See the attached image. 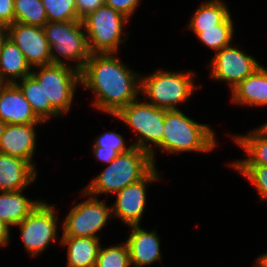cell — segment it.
<instances>
[{
    "label": "cell",
    "instance_id": "cell-35",
    "mask_svg": "<svg viewBox=\"0 0 267 267\" xmlns=\"http://www.w3.org/2000/svg\"><path fill=\"white\" fill-rule=\"evenodd\" d=\"M8 38V26L0 24V49Z\"/></svg>",
    "mask_w": 267,
    "mask_h": 267
},
{
    "label": "cell",
    "instance_id": "cell-9",
    "mask_svg": "<svg viewBox=\"0 0 267 267\" xmlns=\"http://www.w3.org/2000/svg\"><path fill=\"white\" fill-rule=\"evenodd\" d=\"M88 198L71 208L63 220L62 236L100 238L97 234L112 216L106 202L81 191ZM90 196V197H89Z\"/></svg>",
    "mask_w": 267,
    "mask_h": 267
},
{
    "label": "cell",
    "instance_id": "cell-19",
    "mask_svg": "<svg viewBox=\"0 0 267 267\" xmlns=\"http://www.w3.org/2000/svg\"><path fill=\"white\" fill-rule=\"evenodd\" d=\"M59 242L67 247V267H95L99 238L62 236Z\"/></svg>",
    "mask_w": 267,
    "mask_h": 267
},
{
    "label": "cell",
    "instance_id": "cell-22",
    "mask_svg": "<svg viewBox=\"0 0 267 267\" xmlns=\"http://www.w3.org/2000/svg\"><path fill=\"white\" fill-rule=\"evenodd\" d=\"M24 191H0V219L10 227H16L42 201L29 200Z\"/></svg>",
    "mask_w": 267,
    "mask_h": 267
},
{
    "label": "cell",
    "instance_id": "cell-31",
    "mask_svg": "<svg viewBox=\"0 0 267 267\" xmlns=\"http://www.w3.org/2000/svg\"><path fill=\"white\" fill-rule=\"evenodd\" d=\"M105 4L130 19L136 11V7L139 6L140 0H105Z\"/></svg>",
    "mask_w": 267,
    "mask_h": 267
},
{
    "label": "cell",
    "instance_id": "cell-38",
    "mask_svg": "<svg viewBox=\"0 0 267 267\" xmlns=\"http://www.w3.org/2000/svg\"><path fill=\"white\" fill-rule=\"evenodd\" d=\"M262 126L267 129V121Z\"/></svg>",
    "mask_w": 267,
    "mask_h": 267
},
{
    "label": "cell",
    "instance_id": "cell-14",
    "mask_svg": "<svg viewBox=\"0 0 267 267\" xmlns=\"http://www.w3.org/2000/svg\"><path fill=\"white\" fill-rule=\"evenodd\" d=\"M0 120L6 124H42L15 83L0 85Z\"/></svg>",
    "mask_w": 267,
    "mask_h": 267
},
{
    "label": "cell",
    "instance_id": "cell-23",
    "mask_svg": "<svg viewBox=\"0 0 267 267\" xmlns=\"http://www.w3.org/2000/svg\"><path fill=\"white\" fill-rule=\"evenodd\" d=\"M189 22V29H209L216 28L229 15L230 12L226 3L222 0H209L203 2Z\"/></svg>",
    "mask_w": 267,
    "mask_h": 267
},
{
    "label": "cell",
    "instance_id": "cell-27",
    "mask_svg": "<svg viewBox=\"0 0 267 267\" xmlns=\"http://www.w3.org/2000/svg\"><path fill=\"white\" fill-rule=\"evenodd\" d=\"M15 84L31 105L35 115L45 123V93L38 81L30 74Z\"/></svg>",
    "mask_w": 267,
    "mask_h": 267
},
{
    "label": "cell",
    "instance_id": "cell-36",
    "mask_svg": "<svg viewBox=\"0 0 267 267\" xmlns=\"http://www.w3.org/2000/svg\"><path fill=\"white\" fill-rule=\"evenodd\" d=\"M255 267H267V252L263 253L256 258V266Z\"/></svg>",
    "mask_w": 267,
    "mask_h": 267
},
{
    "label": "cell",
    "instance_id": "cell-26",
    "mask_svg": "<svg viewBox=\"0 0 267 267\" xmlns=\"http://www.w3.org/2000/svg\"><path fill=\"white\" fill-rule=\"evenodd\" d=\"M15 22L43 27L47 22L41 0H14Z\"/></svg>",
    "mask_w": 267,
    "mask_h": 267
},
{
    "label": "cell",
    "instance_id": "cell-12",
    "mask_svg": "<svg viewBox=\"0 0 267 267\" xmlns=\"http://www.w3.org/2000/svg\"><path fill=\"white\" fill-rule=\"evenodd\" d=\"M156 166L141 180L115 193L116 201L111 207L112 215L127 226L139 225L146 207L148 183L159 180Z\"/></svg>",
    "mask_w": 267,
    "mask_h": 267
},
{
    "label": "cell",
    "instance_id": "cell-17",
    "mask_svg": "<svg viewBox=\"0 0 267 267\" xmlns=\"http://www.w3.org/2000/svg\"><path fill=\"white\" fill-rule=\"evenodd\" d=\"M36 175L37 170L26 160L0 153V191L24 190Z\"/></svg>",
    "mask_w": 267,
    "mask_h": 267
},
{
    "label": "cell",
    "instance_id": "cell-24",
    "mask_svg": "<svg viewBox=\"0 0 267 267\" xmlns=\"http://www.w3.org/2000/svg\"><path fill=\"white\" fill-rule=\"evenodd\" d=\"M124 137L114 131L102 133L93 141L91 150L97 160L109 165L119 154L128 152L133 145L126 146Z\"/></svg>",
    "mask_w": 267,
    "mask_h": 267
},
{
    "label": "cell",
    "instance_id": "cell-2",
    "mask_svg": "<svg viewBox=\"0 0 267 267\" xmlns=\"http://www.w3.org/2000/svg\"><path fill=\"white\" fill-rule=\"evenodd\" d=\"M155 166L148 152L133 147L119 154L83 191L94 197L107 193L113 195L143 179Z\"/></svg>",
    "mask_w": 267,
    "mask_h": 267
},
{
    "label": "cell",
    "instance_id": "cell-13",
    "mask_svg": "<svg viewBox=\"0 0 267 267\" xmlns=\"http://www.w3.org/2000/svg\"><path fill=\"white\" fill-rule=\"evenodd\" d=\"M8 38L19 47L31 68L52 64L43 27L14 22L8 26Z\"/></svg>",
    "mask_w": 267,
    "mask_h": 267
},
{
    "label": "cell",
    "instance_id": "cell-15",
    "mask_svg": "<svg viewBox=\"0 0 267 267\" xmlns=\"http://www.w3.org/2000/svg\"><path fill=\"white\" fill-rule=\"evenodd\" d=\"M36 125L7 124L0 139V153L26 160L36 169L32 161L36 152Z\"/></svg>",
    "mask_w": 267,
    "mask_h": 267
},
{
    "label": "cell",
    "instance_id": "cell-29",
    "mask_svg": "<svg viewBox=\"0 0 267 267\" xmlns=\"http://www.w3.org/2000/svg\"><path fill=\"white\" fill-rule=\"evenodd\" d=\"M48 22L81 21L76 13L75 0H41Z\"/></svg>",
    "mask_w": 267,
    "mask_h": 267
},
{
    "label": "cell",
    "instance_id": "cell-34",
    "mask_svg": "<svg viewBox=\"0 0 267 267\" xmlns=\"http://www.w3.org/2000/svg\"><path fill=\"white\" fill-rule=\"evenodd\" d=\"M10 227L0 219V247L7 246L10 240Z\"/></svg>",
    "mask_w": 267,
    "mask_h": 267
},
{
    "label": "cell",
    "instance_id": "cell-3",
    "mask_svg": "<svg viewBox=\"0 0 267 267\" xmlns=\"http://www.w3.org/2000/svg\"><path fill=\"white\" fill-rule=\"evenodd\" d=\"M215 133L207 124H199L185 115L182 110H167L164 117L162 151L211 152L217 145Z\"/></svg>",
    "mask_w": 267,
    "mask_h": 267
},
{
    "label": "cell",
    "instance_id": "cell-11",
    "mask_svg": "<svg viewBox=\"0 0 267 267\" xmlns=\"http://www.w3.org/2000/svg\"><path fill=\"white\" fill-rule=\"evenodd\" d=\"M210 62V77L227 82L231 91L261 66L253 56L232 47V44L215 52Z\"/></svg>",
    "mask_w": 267,
    "mask_h": 267
},
{
    "label": "cell",
    "instance_id": "cell-20",
    "mask_svg": "<svg viewBox=\"0 0 267 267\" xmlns=\"http://www.w3.org/2000/svg\"><path fill=\"white\" fill-rule=\"evenodd\" d=\"M32 72L24 54L9 38L0 49V82L16 83ZM10 77V78H9Z\"/></svg>",
    "mask_w": 267,
    "mask_h": 267
},
{
    "label": "cell",
    "instance_id": "cell-30",
    "mask_svg": "<svg viewBox=\"0 0 267 267\" xmlns=\"http://www.w3.org/2000/svg\"><path fill=\"white\" fill-rule=\"evenodd\" d=\"M245 179L256 187L260 200H267V165L264 166H232Z\"/></svg>",
    "mask_w": 267,
    "mask_h": 267
},
{
    "label": "cell",
    "instance_id": "cell-16",
    "mask_svg": "<svg viewBox=\"0 0 267 267\" xmlns=\"http://www.w3.org/2000/svg\"><path fill=\"white\" fill-rule=\"evenodd\" d=\"M131 232L126 240L130 253L131 266L144 267L162 261L160 238L157 232L141 229L140 225H130Z\"/></svg>",
    "mask_w": 267,
    "mask_h": 267
},
{
    "label": "cell",
    "instance_id": "cell-1",
    "mask_svg": "<svg viewBox=\"0 0 267 267\" xmlns=\"http://www.w3.org/2000/svg\"><path fill=\"white\" fill-rule=\"evenodd\" d=\"M115 53L91 54L80 71V83L94 93L97 110L115 115L140 95L141 75L122 63Z\"/></svg>",
    "mask_w": 267,
    "mask_h": 267
},
{
    "label": "cell",
    "instance_id": "cell-8",
    "mask_svg": "<svg viewBox=\"0 0 267 267\" xmlns=\"http://www.w3.org/2000/svg\"><path fill=\"white\" fill-rule=\"evenodd\" d=\"M125 15L108 5H103L81 20L87 36L90 52L116 53L119 45L126 41L121 38L123 28L129 22Z\"/></svg>",
    "mask_w": 267,
    "mask_h": 267
},
{
    "label": "cell",
    "instance_id": "cell-32",
    "mask_svg": "<svg viewBox=\"0 0 267 267\" xmlns=\"http://www.w3.org/2000/svg\"><path fill=\"white\" fill-rule=\"evenodd\" d=\"M76 13L80 20L99 7L105 5V0H75Z\"/></svg>",
    "mask_w": 267,
    "mask_h": 267
},
{
    "label": "cell",
    "instance_id": "cell-10",
    "mask_svg": "<svg viewBox=\"0 0 267 267\" xmlns=\"http://www.w3.org/2000/svg\"><path fill=\"white\" fill-rule=\"evenodd\" d=\"M58 218L53 207L45 200L18 225L24 249L34 257L39 256L57 237Z\"/></svg>",
    "mask_w": 267,
    "mask_h": 267
},
{
    "label": "cell",
    "instance_id": "cell-18",
    "mask_svg": "<svg viewBox=\"0 0 267 267\" xmlns=\"http://www.w3.org/2000/svg\"><path fill=\"white\" fill-rule=\"evenodd\" d=\"M233 104L253 107L267 106V68L261 65L232 91Z\"/></svg>",
    "mask_w": 267,
    "mask_h": 267
},
{
    "label": "cell",
    "instance_id": "cell-5",
    "mask_svg": "<svg viewBox=\"0 0 267 267\" xmlns=\"http://www.w3.org/2000/svg\"><path fill=\"white\" fill-rule=\"evenodd\" d=\"M143 100L140 102L138 97L121 108L113 117L118 118L122 123L124 122L125 125L132 128L135 135H138L137 141L132 144L133 147L148 152L155 165V148L153 145L162 150L164 117L167 110Z\"/></svg>",
    "mask_w": 267,
    "mask_h": 267
},
{
    "label": "cell",
    "instance_id": "cell-4",
    "mask_svg": "<svg viewBox=\"0 0 267 267\" xmlns=\"http://www.w3.org/2000/svg\"><path fill=\"white\" fill-rule=\"evenodd\" d=\"M31 75L45 93V122L51 117L62 116L70 111L75 91L80 83V71L73 66L49 64L35 67Z\"/></svg>",
    "mask_w": 267,
    "mask_h": 267
},
{
    "label": "cell",
    "instance_id": "cell-21",
    "mask_svg": "<svg viewBox=\"0 0 267 267\" xmlns=\"http://www.w3.org/2000/svg\"><path fill=\"white\" fill-rule=\"evenodd\" d=\"M233 139L248 154V158L231 162L230 166L267 165V129L262 125L248 132V135H234Z\"/></svg>",
    "mask_w": 267,
    "mask_h": 267
},
{
    "label": "cell",
    "instance_id": "cell-33",
    "mask_svg": "<svg viewBox=\"0 0 267 267\" xmlns=\"http://www.w3.org/2000/svg\"><path fill=\"white\" fill-rule=\"evenodd\" d=\"M14 22V0H0V24L9 26Z\"/></svg>",
    "mask_w": 267,
    "mask_h": 267
},
{
    "label": "cell",
    "instance_id": "cell-6",
    "mask_svg": "<svg viewBox=\"0 0 267 267\" xmlns=\"http://www.w3.org/2000/svg\"><path fill=\"white\" fill-rule=\"evenodd\" d=\"M193 71H154L149 76H141L140 94L148 98V103L166 110H178L177 105L188 101L197 89Z\"/></svg>",
    "mask_w": 267,
    "mask_h": 267
},
{
    "label": "cell",
    "instance_id": "cell-7",
    "mask_svg": "<svg viewBox=\"0 0 267 267\" xmlns=\"http://www.w3.org/2000/svg\"><path fill=\"white\" fill-rule=\"evenodd\" d=\"M43 29L50 46L52 64L69 65L67 60H75L73 68L81 71L92 54L82 22H47Z\"/></svg>",
    "mask_w": 267,
    "mask_h": 267
},
{
    "label": "cell",
    "instance_id": "cell-37",
    "mask_svg": "<svg viewBox=\"0 0 267 267\" xmlns=\"http://www.w3.org/2000/svg\"><path fill=\"white\" fill-rule=\"evenodd\" d=\"M6 126H7V124L0 120V139L3 136V133H4V130H5Z\"/></svg>",
    "mask_w": 267,
    "mask_h": 267
},
{
    "label": "cell",
    "instance_id": "cell-25",
    "mask_svg": "<svg viewBox=\"0 0 267 267\" xmlns=\"http://www.w3.org/2000/svg\"><path fill=\"white\" fill-rule=\"evenodd\" d=\"M233 27L234 25L230 14L221 24L216 25V28L190 30L196 34V37L203 45L217 52L231 44L230 42L234 36Z\"/></svg>",
    "mask_w": 267,
    "mask_h": 267
},
{
    "label": "cell",
    "instance_id": "cell-28",
    "mask_svg": "<svg viewBox=\"0 0 267 267\" xmlns=\"http://www.w3.org/2000/svg\"><path fill=\"white\" fill-rule=\"evenodd\" d=\"M130 253L126 242L111 245L107 248L100 246L95 267H130Z\"/></svg>",
    "mask_w": 267,
    "mask_h": 267
}]
</instances>
